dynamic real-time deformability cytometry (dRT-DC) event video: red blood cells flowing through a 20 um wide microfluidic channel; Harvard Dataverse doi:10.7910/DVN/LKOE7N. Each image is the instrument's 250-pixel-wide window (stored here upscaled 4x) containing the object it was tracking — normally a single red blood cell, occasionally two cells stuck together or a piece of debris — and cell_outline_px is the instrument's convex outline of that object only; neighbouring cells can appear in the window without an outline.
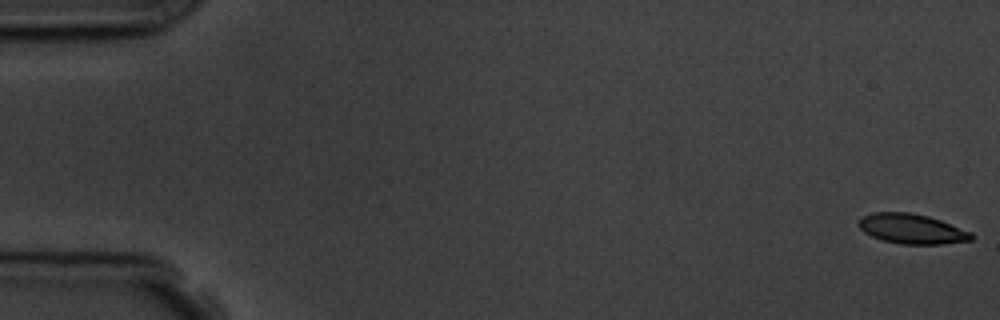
{"species": "common noctule bat (a hibernating species)", "species_latin": "Nyctalus noctula", "temperature_condition": "room temperature", "stored_images_in_passage": 6, "camera_frame_rate_fps": 3000, "um_per_image_px": 0.085, "animal": {"sex": "male", "body_mass_g": 19.5, "forearm_length_mm": 54.6}, "frame": {"image": 1, "passage_image": 1, "time_ms": 0.0, "image_size_px": [1000, 320], "cell_outline_px": [[976, 236], [972, 240], [944, 244], [900, 244], [884, 240], [872, 236], [864, 232], [856, 224], [864, 216], [872, 212], [908, 212], [928, 216], [940, 220], [972, 232]], "centroid_in_image_um": [77.53, 19.45], "position_along_channel_um": 7.5, "area_um2": 19.65}}